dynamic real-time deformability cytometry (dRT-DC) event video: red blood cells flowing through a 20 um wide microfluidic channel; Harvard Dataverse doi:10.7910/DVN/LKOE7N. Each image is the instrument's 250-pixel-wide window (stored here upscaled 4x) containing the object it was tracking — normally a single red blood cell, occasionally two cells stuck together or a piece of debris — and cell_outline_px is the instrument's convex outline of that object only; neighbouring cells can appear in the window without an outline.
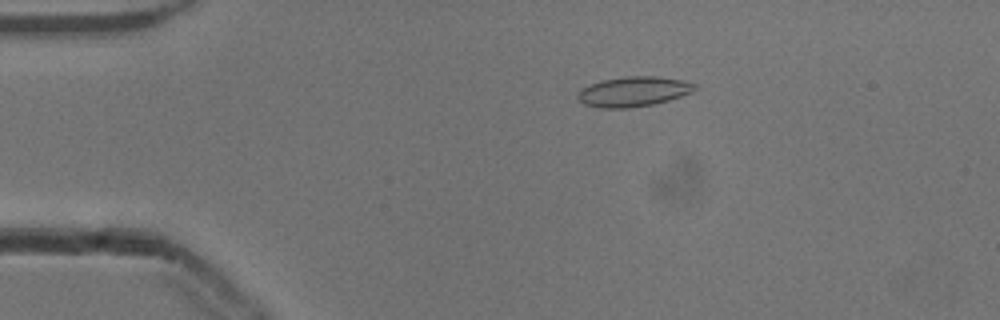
{"species": "common noctule bat (a hibernating species)", "species_latin": "Nyctalus noctula", "temperature_condition": "cold", "stored_images_in_passage": 46, "camera_frame_rate_fps": 3000, "um_per_image_px": 0.085, "animal": {"sex": "male", "body_mass_g": 13.3}, "frame": {"image": 1, "passage_image": 4, "time_ms": 1.0, "image_size_px": [1000, 320], "cell_outline_px": [[696, 88], [692, 92], [668, 100], [652, 104], [628, 108], [600, 108], [584, 104], [576, 96], [580, 88], [604, 80], [624, 76], [656, 76], [680, 80], [696, 84]], "centroid_in_image_um": [53.81, 7.78], "position_along_channel_um": 31.2, "area_um2": 20.23}}
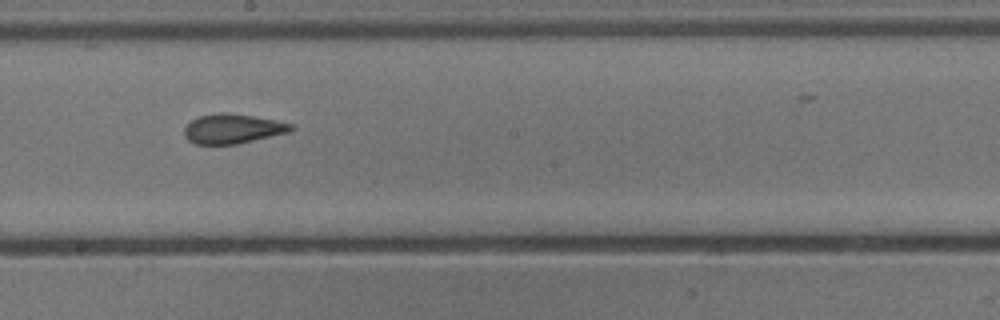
{"frame": {"image": 2, "passage_image": 23, "time_ms": 7.333, "image_size_px": [1000, 320], "cell_outline_px": [[296, 128], [288, 132], [236, 144], [196, 144], [188, 140], [184, 136], [184, 128], [192, 120], [200, 116], [220, 112], [224, 112], [252, 116], [276, 120], [292, 124]], "centroid_in_image_um": [19.77, 10.94], "position_along_channel_um": 228.4, "area_um2": 18.21}}
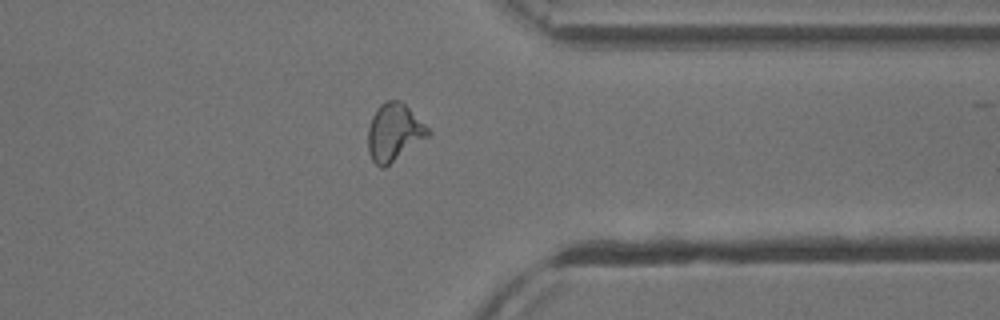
{"frame": {"image": 3, "passage_image": 35, "time_ms": 11.333, "image_size_px": [1000, 320], "cell_outline_px": [[432, 132], [428, 136], [384, 168], [380, 168], [372, 160], [368, 152], [368, 128], [372, 116], [376, 108], [380, 104], [388, 100], [400, 100]], "centroid_in_image_um": [33.46, 11.25], "position_along_channel_um": 377.9, "area_um2": 19.83}, "authors_computed_cell_mechanics": {"area_um2": 19.1318, "velocity_mm_per_s": 3.9046, "shape_relaxation_time_tau1_ms": 4.29, "shape_relaxation_time_tau2_ms": 1.1785, "deformation_change_tau1": 0.1496, "deformation_change_tau2": 0.0803}}